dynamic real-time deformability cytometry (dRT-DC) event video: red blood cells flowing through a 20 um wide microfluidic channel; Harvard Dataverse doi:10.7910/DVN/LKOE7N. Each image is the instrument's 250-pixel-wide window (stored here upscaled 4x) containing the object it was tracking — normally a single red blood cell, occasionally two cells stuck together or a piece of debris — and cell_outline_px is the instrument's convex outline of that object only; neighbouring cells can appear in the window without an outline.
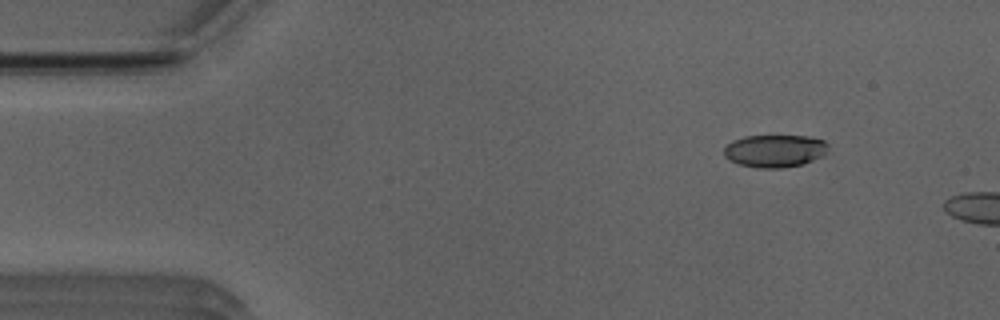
{"species": "Egyptian fruit bat (a non-hibernating species)", "species_latin": "Rousettus aegyptiacus", "temperature_condition": "room temperature", "stored_images_in_passage": 42, "camera_frame_rate_fps": 3000, "um_per_image_px": 0.085, "animal": {"sex": "male"}, "frame": {"image": 1, "passage_image": 1, "time_ms": 0.0, "image_size_px": [1000, 320], "cell_outline_px": [[828, 148], [824, 156], [804, 164], [784, 168], [760, 168], [740, 164], [728, 160], [724, 156], [724, 148], [732, 140], [744, 136], [808, 136], [824, 140], [828, 144]], "centroid_in_image_um": [65.88, 12.83], "position_along_channel_um": 19.1, "area_um2": 20.0}}
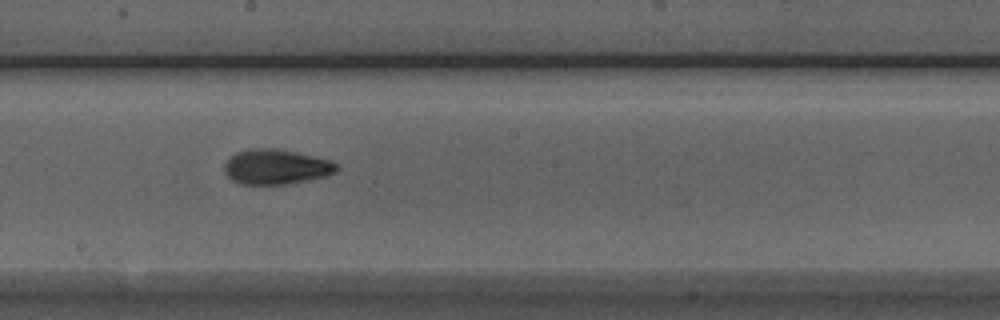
{"frame": {"image": 2, "passage_image": 23, "time_ms": 7.333, "image_size_px": [1000, 320], "cell_outline_px": [[340, 168], [336, 172], [324, 176], [284, 184], [240, 184], [232, 180], [224, 172], [224, 164], [236, 152], [252, 148], [276, 148], [332, 160]], "centroid_in_image_um": [23.45, 14.17], "position_along_channel_um": 224.7, "area_um2": 22.72}}
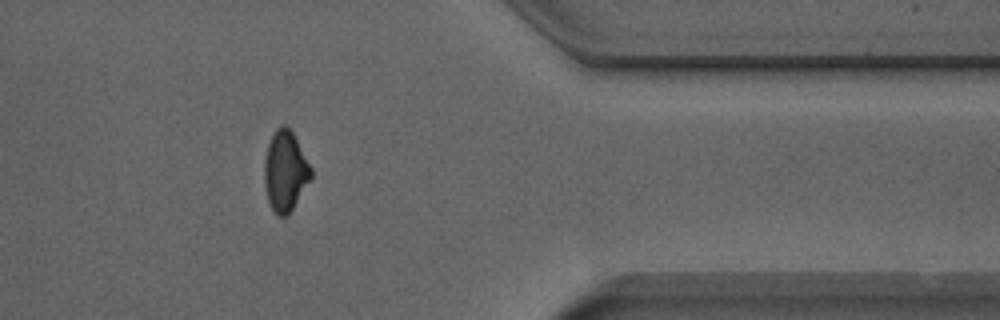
{"frame": {"image": 3, "passage_image": 37, "time_ms": 12.0, "image_size_px": [1000, 320], "cell_outline_px": [[312, 176], [288, 216], [276, 216], [268, 200], [264, 180], [264, 160], [268, 144], [276, 128], [280, 124], [288, 124], [312, 168]], "centroid_in_image_um": [24.24, 14.52], "position_along_channel_um": 387.2, "area_um2": 21.85}, "authors_computed_cell_mechanics": {"area_um2": 21.9929, "velocity_mm_per_s": 3.9371, "shape_relaxation_time_tau1_ms": 4.7987, "shape_relaxation_time_tau2_ms": 1.6077, "deformation_change_tau1": 0.1737, "deformation_change_tau2": 0.0734}}